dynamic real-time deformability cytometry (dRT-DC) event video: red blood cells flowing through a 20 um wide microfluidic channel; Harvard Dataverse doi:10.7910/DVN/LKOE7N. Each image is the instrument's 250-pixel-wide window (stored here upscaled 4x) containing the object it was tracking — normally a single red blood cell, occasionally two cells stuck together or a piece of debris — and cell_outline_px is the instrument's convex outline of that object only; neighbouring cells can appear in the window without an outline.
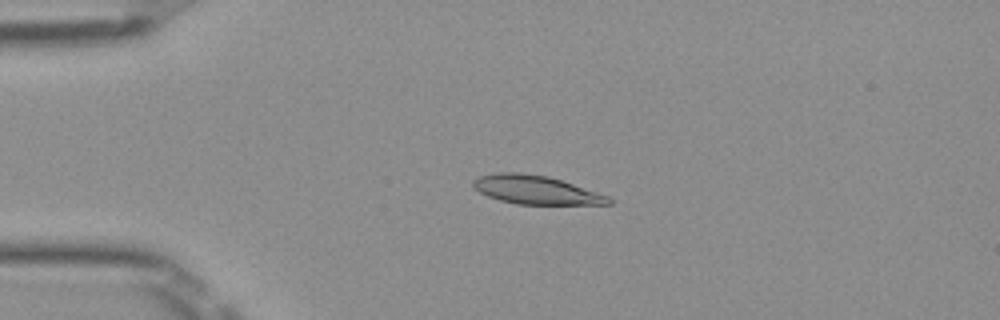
{"species": "Egyptian fruit bat (a non-hibernating species)", "species_latin": "Rousettus aegyptiacus", "temperature_condition": "room temperature", "stored_images_in_passage": 51, "camera_frame_rate_fps": 3000, "um_per_image_px": 0.085, "frame": {"image": 1, "passage_image": 12, "time_ms": 3.667, "image_size_px": [1000, 320], "cell_outline_px": [[612, 204], [516, 204], [500, 200], [488, 196], [480, 192], [472, 184], [472, 180], [480, 176], [496, 172], [524, 172], [548, 176], [608, 196], [612, 200]], "centroid_in_image_um": [45.51, 16.13], "position_along_channel_um": 39.5, "area_um2": 22.37}}
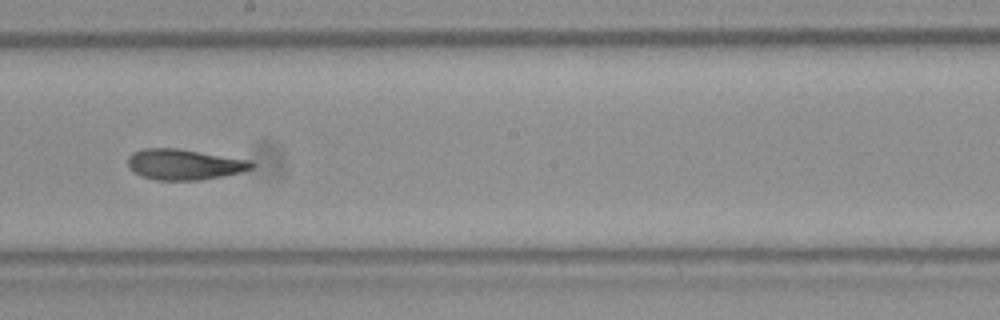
{"frame": {"image": 2, "passage_image": 29, "time_ms": 9.333, "image_size_px": [1000, 320], "cell_outline_px": [[256, 164], [252, 168], [240, 172], [224, 176], [200, 180], [156, 180], [140, 176], [128, 168], [128, 156], [132, 152], [144, 148], [176, 148], [252, 160]], "centroid_in_image_um": [15.65, 13.98], "position_along_channel_um": 232.6, "area_um2": 22.31}}
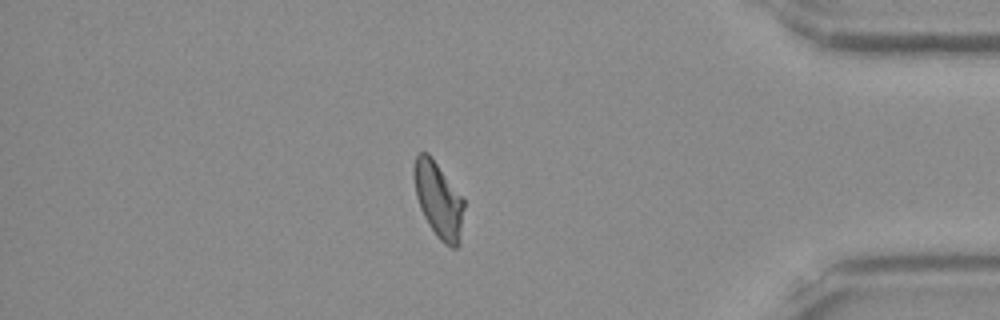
{"frame": {"image": 3, "passage_image": 44, "time_ms": 14.333, "image_size_px": [1000, 320], "cell_outline_px": [[464, 208], [460, 244], [456, 248], [452, 248], [444, 244], [436, 236], [428, 224], [420, 208], [416, 196], [412, 176], [412, 168], [416, 156], [420, 152], [428, 152], [464, 200]], "centroid_in_image_um": [37.25, 17.01], "position_along_channel_um": 397.9, "area_um2": 22.2}, "authors_computed_cell_mechanics": {"area_um2": 22.3686, "velocity_mm_per_s": 3.97, "shape_relaxation_time_tau1_ms": 6.1962, "shape_relaxation_time_tau2_ms": 1.8219, "deformation_change_tau1": 0.2214, "deformation_change_tau2": 0.0888}}